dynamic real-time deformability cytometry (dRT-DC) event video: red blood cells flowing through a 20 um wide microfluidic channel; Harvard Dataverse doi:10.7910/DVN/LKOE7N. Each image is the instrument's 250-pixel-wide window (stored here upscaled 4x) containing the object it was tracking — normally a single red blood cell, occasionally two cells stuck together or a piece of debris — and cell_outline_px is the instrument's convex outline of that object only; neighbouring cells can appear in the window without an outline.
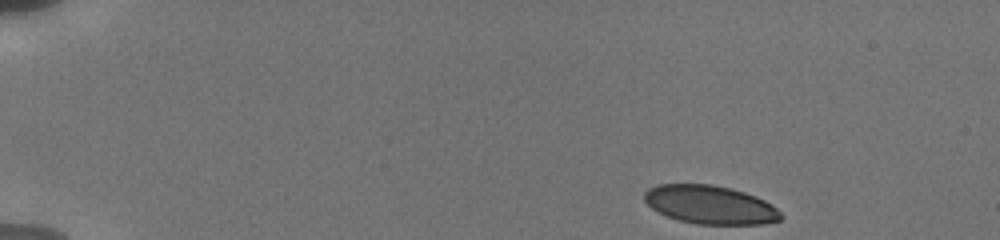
{"species": "human", "species_latin": "Homo sapiens", "temperature_condition": "cold", "stored_images_in_passage": 23, "camera_frame_rate_fps": 3000, "um_per_image_px": 0.085, "donor": {"sex": "male"}, "frame": {"image": 1, "passage_image": 1, "time_ms": 0.0, "image_size_px": [1000, 240], "cell_outline_px": [[784, 216], [780, 220], [764, 224], [696, 224], [680, 220], [668, 216], [652, 208], [644, 200], [644, 192], [648, 188], [660, 184], [712, 184], [732, 188], [756, 196], [764, 200], [776, 208]], "centroid_in_image_um": [60.38, 17.39], "position_along_channel_um": 24.6, "area_um2": 30.58}}
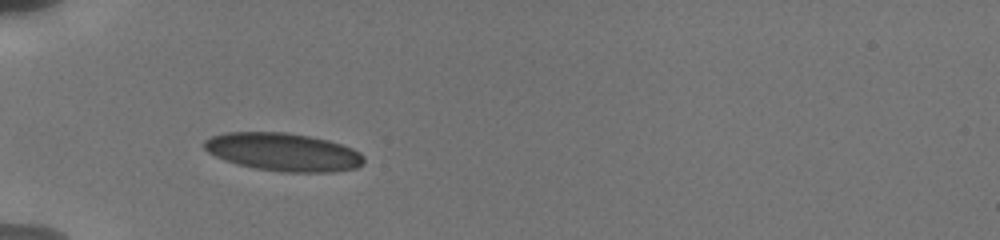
{"frame": {"image": 2, "passage_image": 22, "time_ms": 3.667, "image_size_px": [1000, 240], "cell_outline_px": [[364, 164], [356, 168], [332, 172], [280, 172], [256, 168], [236, 164], [224, 160], [208, 152], [204, 148], [204, 140], [212, 136], [228, 132], [284, 132], [308, 136], [328, 140], [352, 148], [360, 152], [364, 156]], "centroid_in_image_um": [24.09, 12.93], "position_along_channel_um": 60.9, "area_um2": 35.43}}